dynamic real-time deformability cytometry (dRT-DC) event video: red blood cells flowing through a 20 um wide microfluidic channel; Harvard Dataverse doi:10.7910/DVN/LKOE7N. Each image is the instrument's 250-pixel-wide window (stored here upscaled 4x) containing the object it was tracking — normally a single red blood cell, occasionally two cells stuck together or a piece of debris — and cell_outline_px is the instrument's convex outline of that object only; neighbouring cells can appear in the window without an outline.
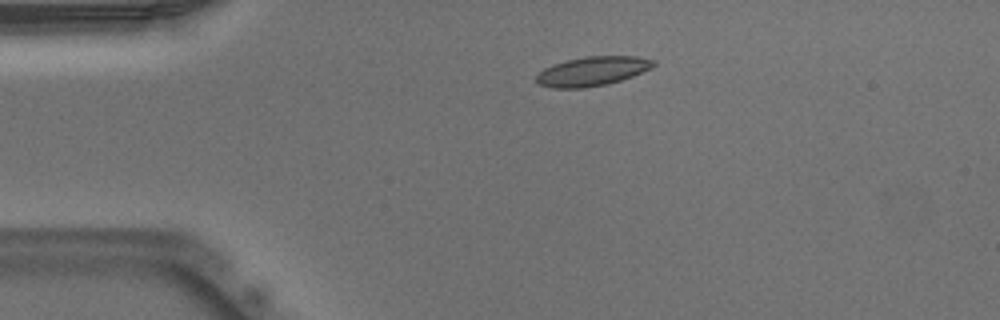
{"species": "Egyptian fruit bat (a non-hibernating species)", "species_latin": "Rousettus aegyptiacus", "temperature_condition": "warm", "stored_images_in_passage": 49, "camera_frame_rate_fps": 3000, "um_per_image_px": 0.085, "animal": {"sex": "male"}, "frame": {"image": 1, "passage_image": 9, "time_ms": 2.667, "image_size_px": [1000, 320], "cell_outline_px": [[656, 64], [652, 68], [632, 76], [608, 84], [584, 88], [552, 88], [540, 84], [536, 80], [536, 76], [544, 68], [552, 64], [584, 56], [636, 56], [656, 60]], "centroid_in_image_um": [50.37, 6.05], "position_along_channel_um": 34.6, "area_um2": 20.0}}
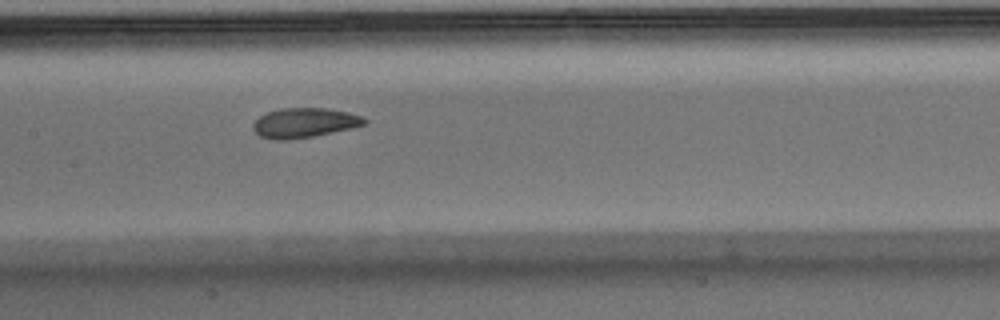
{"frame": {"image": 2, "passage_image": 23, "time_ms": 7.333, "image_size_px": [1000, 320], "cell_outline_px": [[368, 120], [364, 124], [352, 128], [312, 136], [288, 140], [276, 140], [260, 136], [252, 128], [252, 124], [260, 116], [268, 112], [284, 108], [324, 108], [348, 112], [364, 116]], "centroid_in_image_um": [25.88, 10.44], "position_along_channel_um": 181.5, "area_um2": 19.13}}
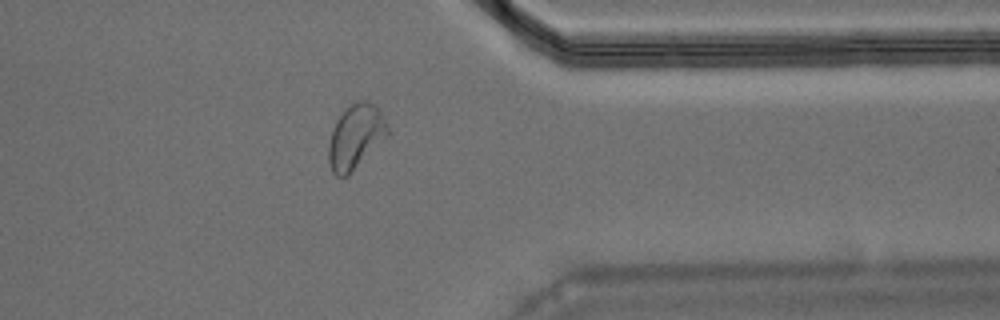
{"frame": {"image": 3, "passage_image": 39, "time_ms": 12.667, "image_size_px": [1000, 320], "cell_outline_px": [[388, 136], [348, 176], [336, 176], [332, 172], [328, 160], [328, 144], [336, 120], [356, 100], [368, 100], [376, 104], [384, 116], [388, 124]], "centroid_in_image_um": [30.25, 11.61], "position_along_channel_um": 381.1, "area_um2": 22.25}, "authors_computed_cell_mechanics": {"area_um2": 19.5942, "velocity_mm_per_s": 3.9242, "shape_relaxation_time_tau1_ms": null, "shape_relaxation_time_tau2_ms": 1.51, "deformation_change_tau1": null, "deformation_change_tau2": 0.0584}}